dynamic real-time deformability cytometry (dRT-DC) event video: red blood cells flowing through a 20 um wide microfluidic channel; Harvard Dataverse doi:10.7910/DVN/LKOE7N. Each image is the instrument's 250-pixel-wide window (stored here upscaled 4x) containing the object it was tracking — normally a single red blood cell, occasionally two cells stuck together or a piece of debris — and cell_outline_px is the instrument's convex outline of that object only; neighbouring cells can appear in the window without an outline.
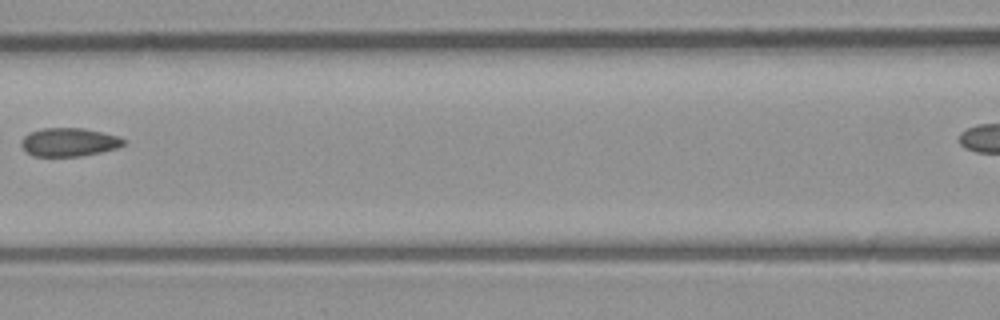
{"species": "common noctule bat (a hibernating species)", "species_latin": "Nyctalus noctula", "temperature_condition": "room temperature", "stored_images_in_passage": 4, "segment_of_instrument_passage": [1, 2], "camera_frame_rate_fps": 3000, "um_per_image_px": 0.085, "animal": {"sex": "male", "body_mass_g": 23.1, "forearm_length_mm": 52.7}, "frame": {"image": 1, "passage_image": 3, "time_ms": 2.333, "image_size_px": [1000, 320], "cell_outline_px": [[128, 140], [124, 144], [116, 148], [100, 152], [80, 156], [32, 156], [20, 144], [20, 140], [24, 136], [32, 132], [44, 128], [84, 128], [120, 136]], "centroid_in_image_um": [5.9, 12.08], "position_along_channel_um": 160.7, "area_um2": 16.94}}